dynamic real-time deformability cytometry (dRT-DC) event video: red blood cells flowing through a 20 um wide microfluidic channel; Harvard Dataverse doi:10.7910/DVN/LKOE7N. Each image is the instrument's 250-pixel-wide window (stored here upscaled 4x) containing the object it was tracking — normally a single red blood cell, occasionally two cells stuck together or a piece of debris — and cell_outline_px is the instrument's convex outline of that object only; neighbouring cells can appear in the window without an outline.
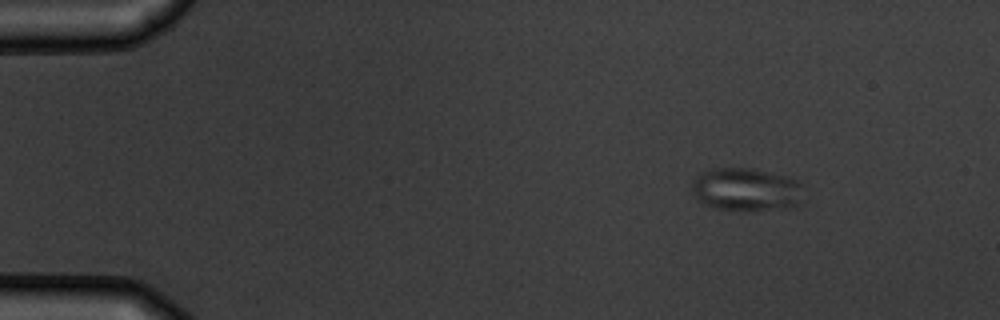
{"species": "common noctule bat (a hibernating species)", "species_latin": "Nyctalus noctula", "temperature_condition": "warm", "stored_images_in_passage": 3, "camera_frame_rate_fps": 3000, "um_per_image_px": 0.085, "animal": {"sex": "male", "body_mass_g": 19.5, "forearm_length_mm": 54.6}, "frame": {"image": 1, "passage_image": 1, "time_ms": 0.0, "image_size_px": [1000, 320], "cell_outline_px": [[800, 184], [796, 204], [764, 208], [712, 208], [696, 200], [692, 188], [692, 180], [700, 172], [708, 168], [752, 168], [784, 176], [796, 180]], "centroid_in_image_um": [63.24, 16.03], "position_along_channel_um": 21.8, "area_um2": 26.7}}